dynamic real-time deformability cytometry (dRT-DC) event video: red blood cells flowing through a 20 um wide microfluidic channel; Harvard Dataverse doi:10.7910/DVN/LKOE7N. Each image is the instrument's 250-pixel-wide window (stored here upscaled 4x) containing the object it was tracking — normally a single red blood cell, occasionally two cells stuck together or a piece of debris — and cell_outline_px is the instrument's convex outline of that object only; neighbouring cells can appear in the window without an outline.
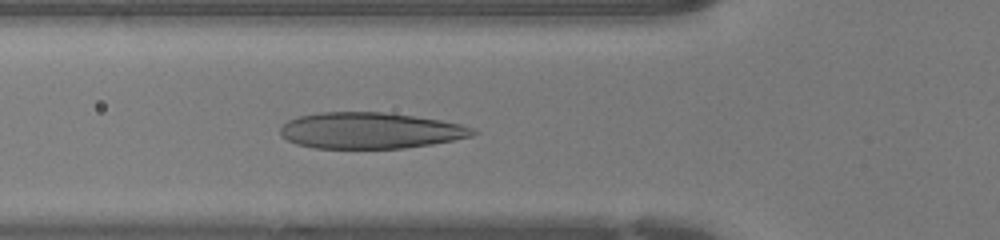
{"species": "human", "species_latin": "Homo sapiens", "temperature_condition": "warm", "stored_images_in_passage": 38, "camera_frame_rate_fps": 3000, "um_per_image_px": 0.085, "donor": {"sex": "female"}, "frame": {"image": 1, "passage_image": 12, "time_ms": 3.667, "image_size_px": [1000, 240], "cell_outline_px": [[480, 132], [472, 136], [432, 144], [404, 148], [312, 148], [296, 144], [280, 136], [280, 128], [288, 120], [300, 116], [320, 112], [384, 112], [440, 120], [460, 124], [472, 128]], "centroid_in_image_um": [31.45, 11.1], "position_along_channel_um": 94.4, "area_um2": 40.52}}
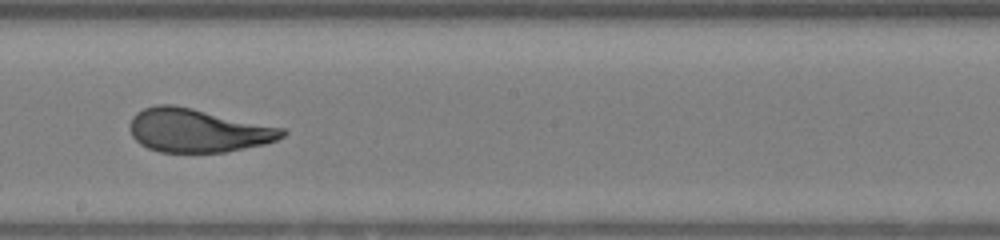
{"frame": {"image": 2, "passage_image": 21, "time_ms": 6.667, "image_size_px": [1000, 240], "cell_outline_px": [[288, 132], [284, 136], [276, 140], [264, 144], [224, 152], [160, 152], [148, 148], [140, 144], [132, 136], [132, 116], [136, 112], [144, 108], [156, 104], [172, 104], [192, 108], [284, 128]], "centroid_in_image_um": [16.82, 11.08], "position_along_channel_um": 231.4, "area_um2": 38.38}}
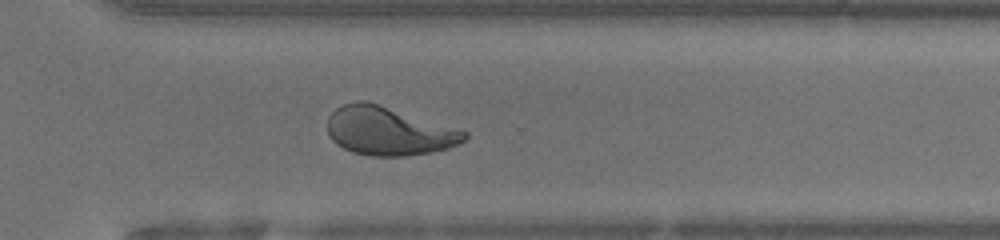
{"frame": {"image": 3, "passage_image": 28, "time_ms": 9.0, "image_size_px": [1000, 240], "cell_outline_px": [[468, 136], [460, 144], [448, 148], [432, 152], [408, 156], [368, 156], [352, 152], [336, 144], [332, 140], [328, 132], [328, 116], [336, 108], [344, 104], [356, 100], [364, 100], [468, 132]], "centroid_in_image_um": [33.01, 11.16], "position_along_channel_um": 337.6, "area_um2": 38.44}}